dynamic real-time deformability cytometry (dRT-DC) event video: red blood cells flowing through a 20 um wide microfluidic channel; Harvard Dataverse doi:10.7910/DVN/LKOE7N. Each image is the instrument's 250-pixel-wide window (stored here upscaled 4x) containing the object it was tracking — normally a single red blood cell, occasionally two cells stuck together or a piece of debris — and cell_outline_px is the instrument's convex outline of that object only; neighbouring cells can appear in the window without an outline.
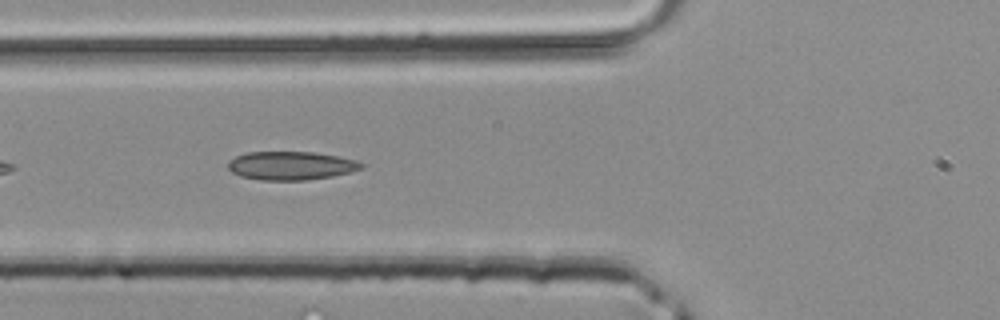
{"species": "common noctule bat (a hibernating species)", "species_latin": "Nyctalus noctula", "temperature_condition": "room temperature", "stored_images_in_passage": 12, "camera_frame_rate_fps": 3000, "um_per_image_px": 0.085, "animal": {"sex": "male", "body_mass_g": 20.4}, "frame": {"image": 1, "passage_image": 4, "time_ms": 1.0, "image_size_px": [1000, 320], "cell_outline_px": [[364, 168], [352, 172], [332, 176], [308, 180], [260, 180], [240, 176], [232, 172], [228, 168], [228, 160], [236, 156], [248, 152], [312, 152], [336, 156], [356, 160], [364, 164]], "centroid_in_image_um": [24.74, 14.08], "position_along_channel_um": 101.1, "area_um2": 22.2}}
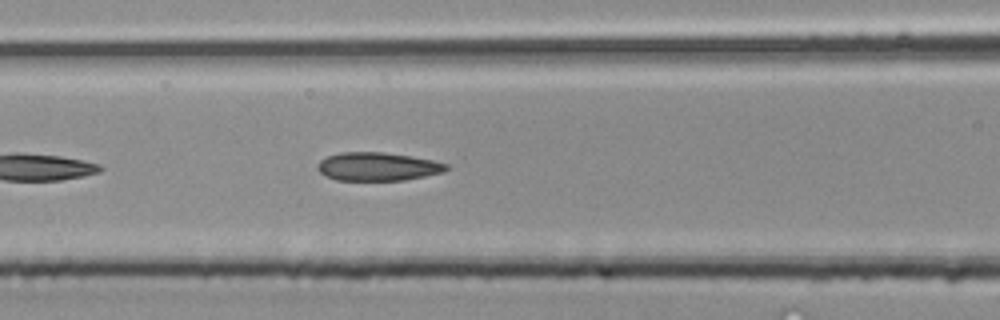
{"frame": {"image": 2, "passage_image": 6, "time_ms": 1.667, "image_size_px": [1000, 320], "cell_outline_px": [[448, 168], [444, 172], [404, 180], [336, 180], [324, 176], [316, 168], [320, 160], [328, 156], [340, 152], [384, 152], [432, 160], [448, 164]], "centroid_in_image_um": [32.07, 14.16], "position_along_channel_um": 134.5, "area_um2": 21.21}}